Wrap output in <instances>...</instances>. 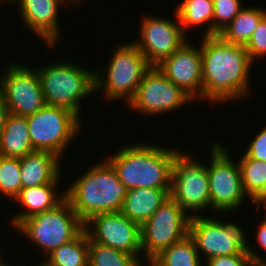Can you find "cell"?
I'll return each mask as SVG.
<instances>
[{"label": "cell", "mask_w": 266, "mask_h": 266, "mask_svg": "<svg viewBox=\"0 0 266 266\" xmlns=\"http://www.w3.org/2000/svg\"><path fill=\"white\" fill-rule=\"evenodd\" d=\"M200 49L203 100L221 104L245 98L249 92L250 67L254 64L245 46L229 44L219 35H203Z\"/></svg>", "instance_id": "6da1fadb"}, {"label": "cell", "mask_w": 266, "mask_h": 266, "mask_svg": "<svg viewBox=\"0 0 266 266\" xmlns=\"http://www.w3.org/2000/svg\"><path fill=\"white\" fill-rule=\"evenodd\" d=\"M174 148L149 144H134L122 147L108 158L118 174L120 182L132 188L171 189Z\"/></svg>", "instance_id": "7a4b0ae2"}, {"label": "cell", "mask_w": 266, "mask_h": 266, "mask_svg": "<svg viewBox=\"0 0 266 266\" xmlns=\"http://www.w3.org/2000/svg\"><path fill=\"white\" fill-rule=\"evenodd\" d=\"M102 161L65 190L66 199L83 223L96 214L120 212L128 191L106 158Z\"/></svg>", "instance_id": "3957f363"}, {"label": "cell", "mask_w": 266, "mask_h": 266, "mask_svg": "<svg viewBox=\"0 0 266 266\" xmlns=\"http://www.w3.org/2000/svg\"><path fill=\"white\" fill-rule=\"evenodd\" d=\"M36 70L46 105L65 108L79 118L80 101L95 93V71L68 61L50 63Z\"/></svg>", "instance_id": "277c9868"}, {"label": "cell", "mask_w": 266, "mask_h": 266, "mask_svg": "<svg viewBox=\"0 0 266 266\" xmlns=\"http://www.w3.org/2000/svg\"><path fill=\"white\" fill-rule=\"evenodd\" d=\"M114 50L108 67L94 72L95 92L103 89L107 101L126 99L128 105L151 66L133 41L118 45Z\"/></svg>", "instance_id": "5b68a950"}, {"label": "cell", "mask_w": 266, "mask_h": 266, "mask_svg": "<svg viewBox=\"0 0 266 266\" xmlns=\"http://www.w3.org/2000/svg\"><path fill=\"white\" fill-rule=\"evenodd\" d=\"M201 215L191 217L189 236L193 239L199 255L204 253L205 261L218 256L250 255L258 266H266V259L258 255L246 242L241 226L235 222L225 223L214 217Z\"/></svg>", "instance_id": "8992f818"}, {"label": "cell", "mask_w": 266, "mask_h": 266, "mask_svg": "<svg viewBox=\"0 0 266 266\" xmlns=\"http://www.w3.org/2000/svg\"><path fill=\"white\" fill-rule=\"evenodd\" d=\"M15 228L48 256L56 248L75 239L84 230V223L65 198L55 208L29 217Z\"/></svg>", "instance_id": "52a82bcc"}, {"label": "cell", "mask_w": 266, "mask_h": 266, "mask_svg": "<svg viewBox=\"0 0 266 266\" xmlns=\"http://www.w3.org/2000/svg\"><path fill=\"white\" fill-rule=\"evenodd\" d=\"M26 119L33 149L48 151L58 157L80 132V119L61 107L46 105Z\"/></svg>", "instance_id": "ba28073f"}, {"label": "cell", "mask_w": 266, "mask_h": 266, "mask_svg": "<svg viewBox=\"0 0 266 266\" xmlns=\"http://www.w3.org/2000/svg\"><path fill=\"white\" fill-rule=\"evenodd\" d=\"M188 153L177 151L172 162L170 197L190 217L210 207V186L207 166ZM201 210V212H200ZM190 212V213H189Z\"/></svg>", "instance_id": "9c48e42d"}, {"label": "cell", "mask_w": 266, "mask_h": 266, "mask_svg": "<svg viewBox=\"0 0 266 266\" xmlns=\"http://www.w3.org/2000/svg\"><path fill=\"white\" fill-rule=\"evenodd\" d=\"M190 220V215L171 197L167 198L141 226V250L148 264L163 250L189 235Z\"/></svg>", "instance_id": "30bf717a"}, {"label": "cell", "mask_w": 266, "mask_h": 266, "mask_svg": "<svg viewBox=\"0 0 266 266\" xmlns=\"http://www.w3.org/2000/svg\"><path fill=\"white\" fill-rule=\"evenodd\" d=\"M210 162L207 166L210 207L220 213L238 209L248 197L243 190L239 165L218 141L212 145Z\"/></svg>", "instance_id": "8fae6325"}, {"label": "cell", "mask_w": 266, "mask_h": 266, "mask_svg": "<svg viewBox=\"0 0 266 266\" xmlns=\"http://www.w3.org/2000/svg\"><path fill=\"white\" fill-rule=\"evenodd\" d=\"M4 72L0 78V92L9 113L26 117L46 106L37 70L15 62Z\"/></svg>", "instance_id": "7c38bea8"}, {"label": "cell", "mask_w": 266, "mask_h": 266, "mask_svg": "<svg viewBox=\"0 0 266 266\" xmlns=\"http://www.w3.org/2000/svg\"><path fill=\"white\" fill-rule=\"evenodd\" d=\"M191 100L192 98L171 82L157 66H151L144 74L128 106L140 113L154 116L175 111Z\"/></svg>", "instance_id": "4fadbf2b"}, {"label": "cell", "mask_w": 266, "mask_h": 266, "mask_svg": "<svg viewBox=\"0 0 266 266\" xmlns=\"http://www.w3.org/2000/svg\"><path fill=\"white\" fill-rule=\"evenodd\" d=\"M84 230L92 242L112 247L138 258L142 254L141 226L121 212L96 214L84 223Z\"/></svg>", "instance_id": "5bb4252c"}, {"label": "cell", "mask_w": 266, "mask_h": 266, "mask_svg": "<svg viewBox=\"0 0 266 266\" xmlns=\"http://www.w3.org/2000/svg\"><path fill=\"white\" fill-rule=\"evenodd\" d=\"M141 21V37L133 42L150 66L159 65L186 42V33L180 23L151 16H145Z\"/></svg>", "instance_id": "9a60e30c"}, {"label": "cell", "mask_w": 266, "mask_h": 266, "mask_svg": "<svg viewBox=\"0 0 266 266\" xmlns=\"http://www.w3.org/2000/svg\"><path fill=\"white\" fill-rule=\"evenodd\" d=\"M157 68L176 86L192 99L203 100L201 49L186 41L171 56L163 60Z\"/></svg>", "instance_id": "2e32d148"}, {"label": "cell", "mask_w": 266, "mask_h": 266, "mask_svg": "<svg viewBox=\"0 0 266 266\" xmlns=\"http://www.w3.org/2000/svg\"><path fill=\"white\" fill-rule=\"evenodd\" d=\"M18 2L20 19L49 47L55 46L59 39V7L60 5H77L76 0H10ZM63 2V3H62Z\"/></svg>", "instance_id": "e0dca14e"}, {"label": "cell", "mask_w": 266, "mask_h": 266, "mask_svg": "<svg viewBox=\"0 0 266 266\" xmlns=\"http://www.w3.org/2000/svg\"><path fill=\"white\" fill-rule=\"evenodd\" d=\"M59 177L49 184L26 187L22 188L18 196L14 201L20 203L21 207L23 206L25 211H21L19 214L12 216L13 226L16 227L21 221L40 214L44 211L55 208L60 204L65 198V192L56 193L57 185L59 182ZM58 194V195H57Z\"/></svg>", "instance_id": "ac0fdd59"}, {"label": "cell", "mask_w": 266, "mask_h": 266, "mask_svg": "<svg viewBox=\"0 0 266 266\" xmlns=\"http://www.w3.org/2000/svg\"><path fill=\"white\" fill-rule=\"evenodd\" d=\"M60 157L34 150L20 158L22 188L49 184L61 177Z\"/></svg>", "instance_id": "d6986e66"}, {"label": "cell", "mask_w": 266, "mask_h": 266, "mask_svg": "<svg viewBox=\"0 0 266 266\" xmlns=\"http://www.w3.org/2000/svg\"><path fill=\"white\" fill-rule=\"evenodd\" d=\"M170 189L132 188L127 191L120 212L142 226L170 197Z\"/></svg>", "instance_id": "ffe728a7"}, {"label": "cell", "mask_w": 266, "mask_h": 266, "mask_svg": "<svg viewBox=\"0 0 266 266\" xmlns=\"http://www.w3.org/2000/svg\"><path fill=\"white\" fill-rule=\"evenodd\" d=\"M32 151L26 117L9 113L0 135V155L22 158Z\"/></svg>", "instance_id": "44dd1931"}, {"label": "cell", "mask_w": 266, "mask_h": 266, "mask_svg": "<svg viewBox=\"0 0 266 266\" xmlns=\"http://www.w3.org/2000/svg\"><path fill=\"white\" fill-rule=\"evenodd\" d=\"M237 163L245 194L256 208H260V204L266 206V162L242 155Z\"/></svg>", "instance_id": "7402d4cb"}, {"label": "cell", "mask_w": 266, "mask_h": 266, "mask_svg": "<svg viewBox=\"0 0 266 266\" xmlns=\"http://www.w3.org/2000/svg\"><path fill=\"white\" fill-rule=\"evenodd\" d=\"M266 10L257 7H243L231 23L218 35L229 44L246 46Z\"/></svg>", "instance_id": "603a6c76"}, {"label": "cell", "mask_w": 266, "mask_h": 266, "mask_svg": "<svg viewBox=\"0 0 266 266\" xmlns=\"http://www.w3.org/2000/svg\"><path fill=\"white\" fill-rule=\"evenodd\" d=\"M175 10V17L184 33L189 27H201L208 23L204 36H213V0H183Z\"/></svg>", "instance_id": "cb8c5ba5"}, {"label": "cell", "mask_w": 266, "mask_h": 266, "mask_svg": "<svg viewBox=\"0 0 266 266\" xmlns=\"http://www.w3.org/2000/svg\"><path fill=\"white\" fill-rule=\"evenodd\" d=\"M45 260L49 266H89V236L86 231L56 248Z\"/></svg>", "instance_id": "d4e9b609"}, {"label": "cell", "mask_w": 266, "mask_h": 266, "mask_svg": "<svg viewBox=\"0 0 266 266\" xmlns=\"http://www.w3.org/2000/svg\"><path fill=\"white\" fill-rule=\"evenodd\" d=\"M199 255L193 239L188 235L184 239L163 250L149 266H201Z\"/></svg>", "instance_id": "484cf974"}, {"label": "cell", "mask_w": 266, "mask_h": 266, "mask_svg": "<svg viewBox=\"0 0 266 266\" xmlns=\"http://www.w3.org/2000/svg\"><path fill=\"white\" fill-rule=\"evenodd\" d=\"M141 259L89 240V266H144Z\"/></svg>", "instance_id": "4316f807"}, {"label": "cell", "mask_w": 266, "mask_h": 266, "mask_svg": "<svg viewBox=\"0 0 266 266\" xmlns=\"http://www.w3.org/2000/svg\"><path fill=\"white\" fill-rule=\"evenodd\" d=\"M22 189L20 158L0 155V194L15 199Z\"/></svg>", "instance_id": "83f0119b"}, {"label": "cell", "mask_w": 266, "mask_h": 266, "mask_svg": "<svg viewBox=\"0 0 266 266\" xmlns=\"http://www.w3.org/2000/svg\"><path fill=\"white\" fill-rule=\"evenodd\" d=\"M240 0H213V36L224 30L242 10Z\"/></svg>", "instance_id": "f1b7e54d"}, {"label": "cell", "mask_w": 266, "mask_h": 266, "mask_svg": "<svg viewBox=\"0 0 266 266\" xmlns=\"http://www.w3.org/2000/svg\"><path fill=\"white\" fill-rule=\"evenodd\" d=\"M245 49L253 63H255L256 58L259 59L266 56V16L258 24Z\"/></svg>", "instance_id": "f546056e"}, {"label": "cell", "mask_w": 266, "mask_h": 266, "mask_svg": "<svg viewBox=\"0 0 266 266\" xmlns=\"http://www.w3.org/2000/svg\"><path fill=\"white\" fill-rule=\"evenodd\" d=\"M206 266H258L250 255H228L210 258L205 261Z\"/></svg>", "instance_id": "4dcf8cb0"}, {"label": "cell", "mask_w": 266, "mask_h": 266, "mask_svg": "<svg viewBox=\"0 0 266 266\" xmlns=\"http://www.w3.org/2000/svg\"><path fill=\"white\" fill-rule=\"evenodd\" d=\"M250 141V146L244 155L248 158L266 162V126Z\"/></svg>", "instance_id": "1f68e13d"}, {"label": "cell", "mask_w": 266, "mask_h": 266, "mask_svg": "<svg viewBox=\"0 0 266 266\" xmlns=\"http://www.w3.org/2000/svg\"><path fill=\"white\" fill-rule=\"evenodd\" d=\"M264 208L266 209V206H264ZM266 216V214L264 215V217ZM260 227L257 230V240H258V244H260L261 248H263L266 251V217L263 221V223H261L259 225Z\"/></svg>", "instance_id": "d6a6232c"}, {"label": "cell", "mask_w": 266, "mask_h": 266, "mask_svg": "<svg viewBox=\"0 0 266 266\" xmlns=\"http://www.w3.org/2000/svg\"><path fill=\"white\" fill-rule=\"evenodd\" d=\"M9 114L8 112V108H7V105L4 101V98L0 92V135H1V132L3 131L4 129V125H5V121H6V117L7 115Z\"/></svg>", "instance_id": "836d02e7"}, {"label": "cell", "mask_w": 266, "mask_h": 266, "mask_svg": "<svg viewBox=\"0 0 266 266\" xmlns=\"http://www.w3.org/2000/svg\"><path fill=\"white\" fill-rule=\"evenodd\" d=\"M0 266H9L7 263L2 261V258L0 259Z\"/></svg>", "instance_id": "e575fe53"}, {"label": "cell", "mask_w": 266, "mask_h": 266, "mask_svg": "<svg viewBox=\"0 0 266 266\" xmlns=\"http://www.w3.org/2000/svg\"><path fill=\"white\" fill-rule=\"evenodd\" d=\"M39 266H49V265L43 260L42 263H40Z\"/></svg>", "instance_id": "d590c367"}, {"label": "cell", "mask_w": 266, "mask_h": 266, "mask_svg": "<svg viewBox=\"0 0 266 266\" xmlns=\"http://www.w3.org/2000/svg\"><path fill=\"white\" fill-rule=\"evenodd\" d=\"M1 2H5L6 1V3L8 2V1H10V0H0Z\"/></svg>", "instance_id": "8d00e7d4"}]
</instances>
